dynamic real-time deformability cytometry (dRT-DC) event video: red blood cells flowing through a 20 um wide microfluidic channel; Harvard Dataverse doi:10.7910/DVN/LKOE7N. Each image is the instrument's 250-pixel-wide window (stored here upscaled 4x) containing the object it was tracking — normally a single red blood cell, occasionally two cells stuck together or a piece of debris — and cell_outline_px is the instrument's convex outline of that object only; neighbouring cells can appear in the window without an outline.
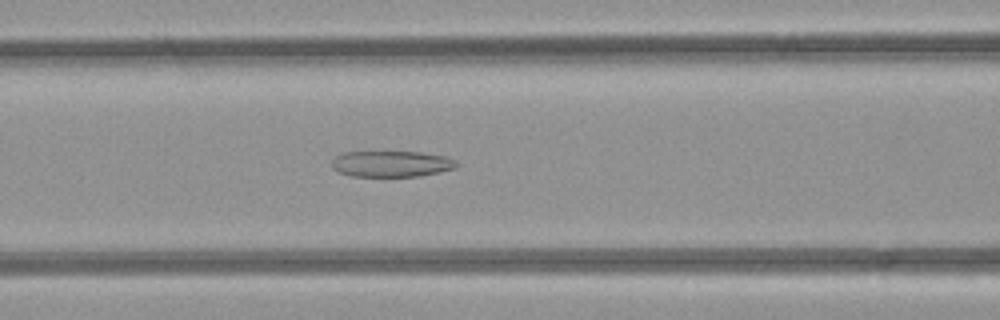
{"species": "common noctule bat (a hibernating species)", "species_latin": "Nyctalus noctula", "temperature_condition": "room temperature", "stored_images_in_passage": 48, "camera_frame_rate_fps": 3000, "um_per_image_px": 0.085, "animal": {"sex": "female", "body_mass_g": 21.9}, "frame": {"image": 1, "passage_image": 20, "time_ms": 6.333, "image_size_px": [1000, 320], "cell_outline_px": [[460, 164], [456, 168], [420, 176], [352, 176], [340, 172], [332, 168], [332, 160], [340, 152], [420, 152], [448, 156], [456, 160]], "centroid_in_image_um": [33.31, 13.92], "position_along_channel_um": 133.3, "area_um2": 19.07}}
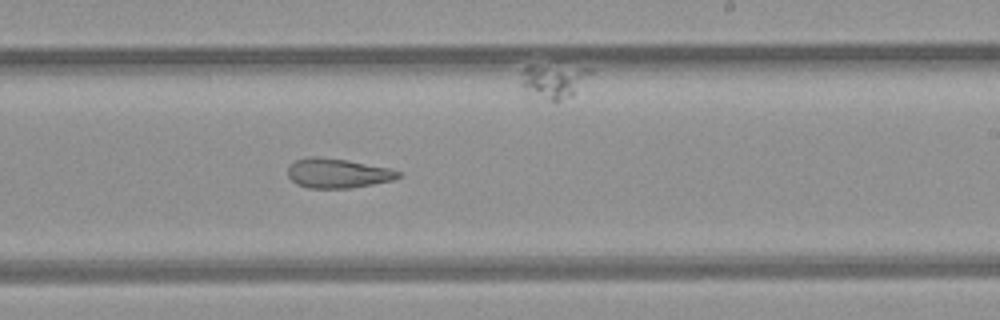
{"frame": {"image": 2, "passage_image": 29, "time_ms": 9.333, "image_size_px": [1000, 320], "cell_outline_px": [[404, 176], [392, 180], [352, 188], [308, 188], [296, 184], [288, 176], [288, 168], [296, 160], [312, 156], [316, 156], [348, 160], [392, 168], [404, 172]], "centroid_in_image_um": [28.77, 14.72], "position_along_channel_um": 260.2, "area_um2": 19.25}}
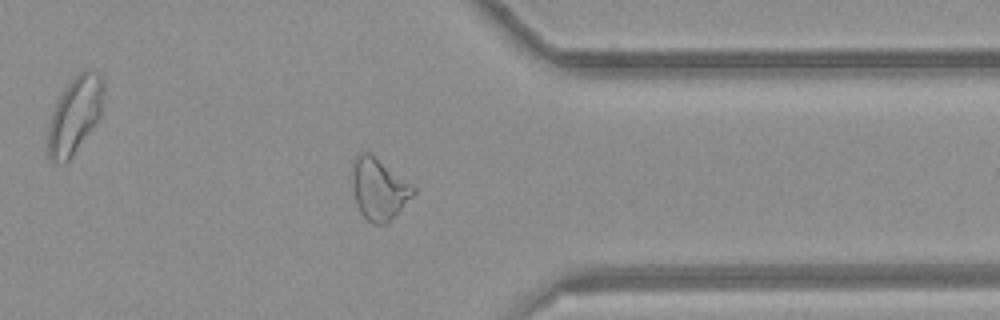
{"frame": {"image": 3, "passage_image": 38, "time_ms": 12.333, "image_size_px": [1000, 320], "cell_outline_px": [[416, 192], [384, 224], [372, 224], [360, 212], [356, 204], [352, 188], [352, 164], [356, 156], [360, 152], [372, 152], [416, 188]], "centroid_in_image_um": [32.16, 16.0], "position_along_channel_um": 379.2, "area_um2": 21.79}, "authors_computed_cell_mechanics": {"area_um2": 24.2471, "velocity_mm_per_s": 4.2401, "shape_relaxation_time_tau1_ms": null, "shape_relaxation_time_tau2_ms": 3.4897, "deformation_change_tau1": null, "deformation_change_tau2": 0.1227}}